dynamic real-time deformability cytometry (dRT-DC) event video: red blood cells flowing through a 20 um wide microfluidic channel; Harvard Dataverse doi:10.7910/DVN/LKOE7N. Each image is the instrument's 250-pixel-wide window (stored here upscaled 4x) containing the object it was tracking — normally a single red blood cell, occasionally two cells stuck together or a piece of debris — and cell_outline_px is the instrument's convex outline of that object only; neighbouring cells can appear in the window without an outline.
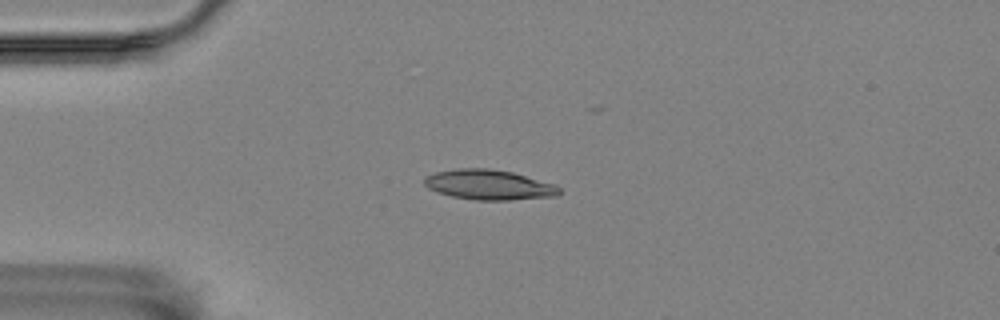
{"species": "Egyptian fruit bat (a non-hibernating species)", "species_latin": "Rousettus aegyptiacus", "temperature_condition": "room temperature", "stored_images_in_passage": 44, "camera_frame_rate_fps": 3000, "um_per_image_px": 0.085, "animal": {"sex": "female"}, "frame": {"image": 1, "passage_image": 13, "time_ms": 4.0, "image_size_px": [1000, 320], "cell_outline_px": [[560, 192], [556, 196], [508, 200], [476, 200], [452, 196], [436, 192], [428, 188], [424, 184], [424, 176], [436, 172], [460, 168], [488, 168], [512, 172], [556, 184], [560, 188]], "centroid_in_image_um": [41.55, 15.7], "position_along_channel_um": 43.4, "area_um2": 23.64}}
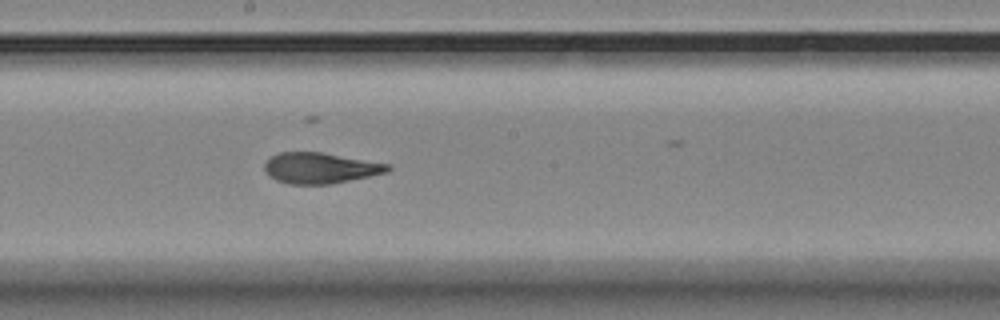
{"frame": {"image": 2, "passage_image": 30, "time_ms": 9.667, "image_size_px": [1000, 320], "cell_outline_px": [[392, 168], [388, 172], [332, 184], [288, 184], [276, 180], [264, 168], [264, 164], [272, 156], [280, 152], [320, 152], [392, 164]], "centroid_in_image_um": [27.28, 14.28], "position_along_channel_um": 220.9, "area_um2": 22.02}}
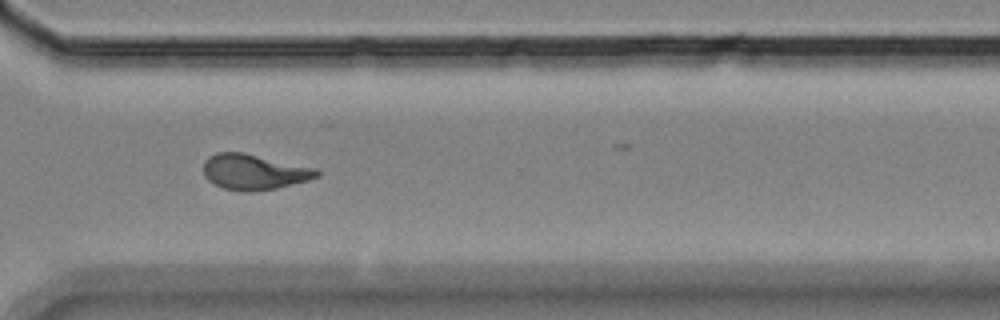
{"frame": {"image": 3, "passage_image": 41, "time_ms": 13.333, "image_size_px": [1000, 320], "cell_outline_px": [[320, 176], [308, 180], [276, 188], [248, 192], [240, 192], [224, 188], [208, 180], [204, 176], [204, 160], [208, 156], [216, 152], [244, 152], [316, 168], [320, 172]], "centroid_in_image_um": [21.58, 14.6], "position_along_channel_um": 349.0, "area_um2": 23.52}}